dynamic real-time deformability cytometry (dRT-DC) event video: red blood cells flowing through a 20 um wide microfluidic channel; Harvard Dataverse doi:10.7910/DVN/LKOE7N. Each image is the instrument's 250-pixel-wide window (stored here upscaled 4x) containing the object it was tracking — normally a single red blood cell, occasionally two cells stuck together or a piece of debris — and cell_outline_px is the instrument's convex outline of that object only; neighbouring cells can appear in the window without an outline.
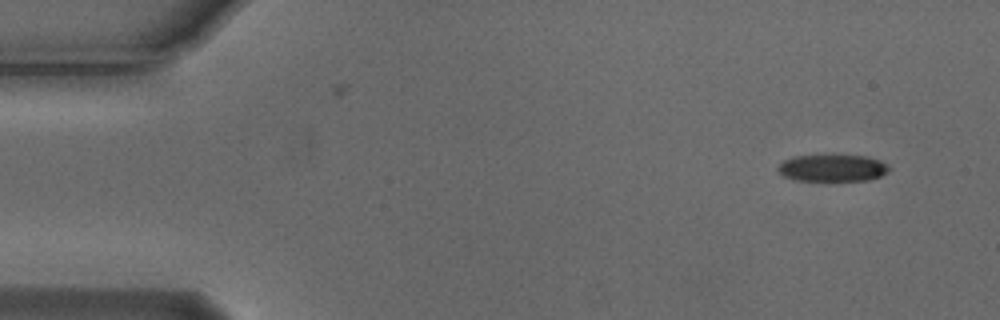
{"species": "Egyptian fruit bat (a non-hibernating species)", "species_latin": "Rousettus aegyptiacus", "temperature_condition": "cold", "stored_images_in_passage": 3, "camera_frame_rate_fps": 3000, "um_per_image_px": 0.085, "animal": {"sex": "male"}, "frame": {"image": 1, "passage_image": 1, "time_ms": 0.0, "image_size_px": [1000, 320], "cell_outline_px": [[892, 168], [888, 172], [880, 176], [868, 180], [832, 184], [792, 180], [784, 176], [776, 168], [784, 160], [792, 156], [868, 156], [880, 160], [888, 164]], "centroid_in_image_um": [70.78, 14.35], "position_along_channel_um": 14.2, "area_um2": 18.44}}